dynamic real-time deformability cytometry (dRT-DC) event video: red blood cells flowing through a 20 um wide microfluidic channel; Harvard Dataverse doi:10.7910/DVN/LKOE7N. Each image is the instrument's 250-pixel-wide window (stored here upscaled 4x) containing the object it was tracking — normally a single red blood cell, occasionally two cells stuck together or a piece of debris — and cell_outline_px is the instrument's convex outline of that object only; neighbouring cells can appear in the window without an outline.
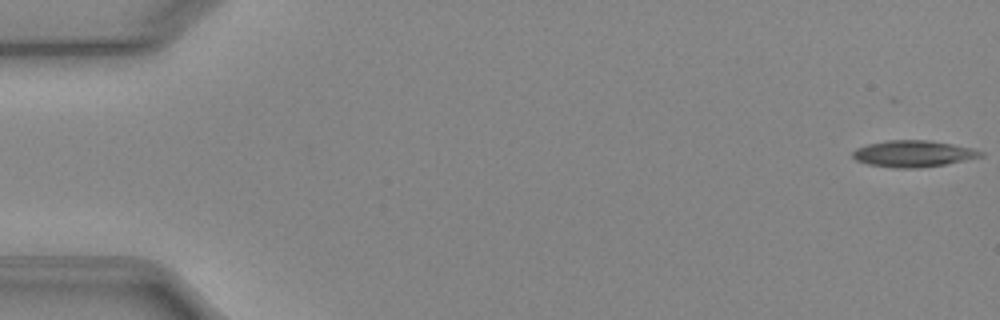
{"species": "Egyptian fruit bat (a non-hibernating species)", "species_latin": "Rousettus aegyptiacus", "temperature_condition": "cold", "stored_images_in_passage": 52, "camera_frame_rate_fps": 3000, "um_per_image_px": 0.085, "animal": {"sex": "female"}, "frame": {"image": 1, "passage_image": 1, "time_ms": 0.0, "image_size_px": [1000, 320], "cell_outline_px": [[984, 156], [944, 164], [920, 168], [896, 168], [868, 164], [856, 160], [852, 156], [852, 152], [856, 148], [868, 144], [888, 140], [928, 140], [952, 144], [972, 148], [984, 152]], "centroid_in_image_um": [77.62, 13.06], "position_along_channel_um": 7.4, "area_um2": 19.65}}
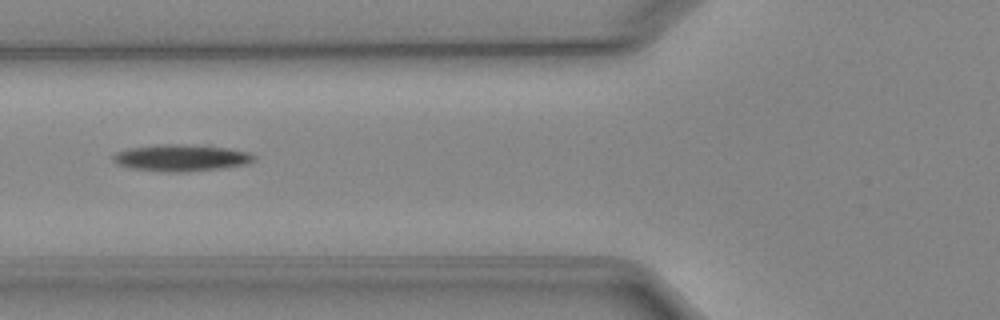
{"frame": {"image": 2, "passage_image": 20, "time_ms": 6.333, "image_size_px": [1000, 320], "cell_outline_px": [[256, 156], [252, 160], [244, 164], [220, 168], [132, 168], [116, 164], [112, 160], [112, 156], [116, 152], [128, 148], [160, 144], [208, 144], [248, 152]], "centroid_in_image_um": [15.4, 13.32], "position_along_channel_um": 110.4, "area_um2": 20.58}}
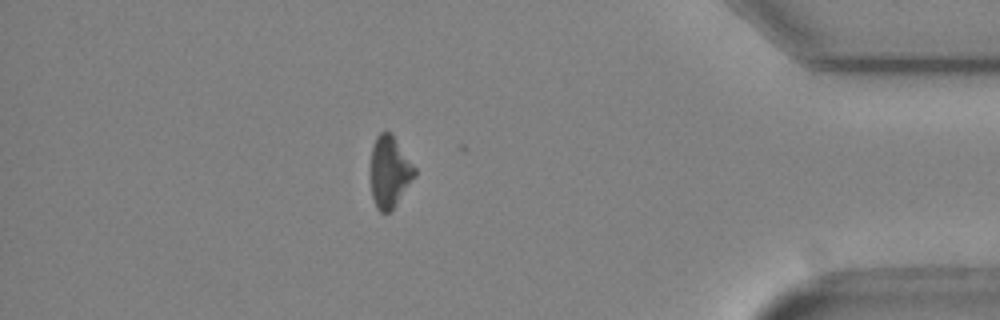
{"frame": {"image": 3, "passage_image": 45, "time_ms": 14.667, "image_size_px": [1000, 320], "cell_outline_px": [[416, 176], [392, 208], [388, 212], [380, 212], [376, 208], [372, 196], [368, 172], [368, 168], [372, 148], [376, 136], [380, 132], [392, 132], [416, 168]], "centroid_in_image_um": [33.07, 14.57], "position_along_channel_um": 402.1, "area_um2": 18.84}}